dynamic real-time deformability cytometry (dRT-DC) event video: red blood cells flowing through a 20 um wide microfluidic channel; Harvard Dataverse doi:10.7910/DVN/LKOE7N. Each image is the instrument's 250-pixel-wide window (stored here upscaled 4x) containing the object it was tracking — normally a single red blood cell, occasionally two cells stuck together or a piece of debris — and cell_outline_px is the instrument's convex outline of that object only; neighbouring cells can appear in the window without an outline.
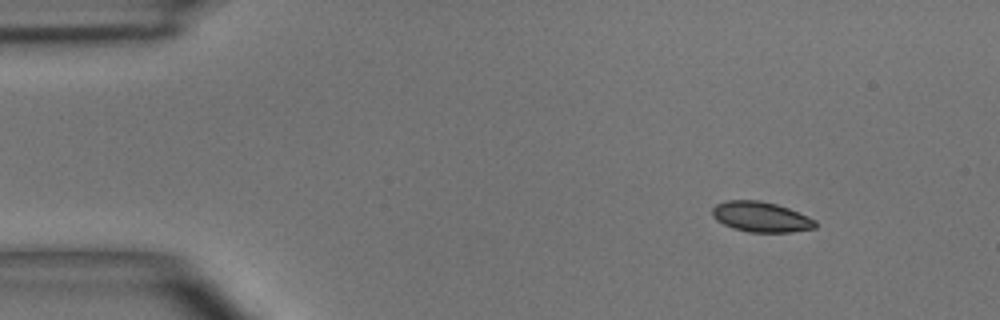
{"species": "common noctule bat (a hibernating species)", "species_latin": "Nyctalus noctula", "temperature_condition": "room temperature", "stored_images_in_passage": 3, "camera_frame_rate_fps": 3000, "um_per_image_px": 0.085, "animal": {"sex": "male", "body_mass_g": 15.6}, "frame": {"image": 1, "passage_image": 1, "time_ms": 0.0, "image_size_px": [1000, 320], "cell_outline_px": [[816, 228], [788, 232], [748, 232], [732, 228], [716, 220], [712, 216], [712, 208], [716, 204], [724, 200], [760, 200], [776, 204], [788, 208], [808, 216], [816, 220]], "centroid_in_image_um": [64.66, 18.43], "position_along_channel_um": 20.3, "area_um2": 18.26}}